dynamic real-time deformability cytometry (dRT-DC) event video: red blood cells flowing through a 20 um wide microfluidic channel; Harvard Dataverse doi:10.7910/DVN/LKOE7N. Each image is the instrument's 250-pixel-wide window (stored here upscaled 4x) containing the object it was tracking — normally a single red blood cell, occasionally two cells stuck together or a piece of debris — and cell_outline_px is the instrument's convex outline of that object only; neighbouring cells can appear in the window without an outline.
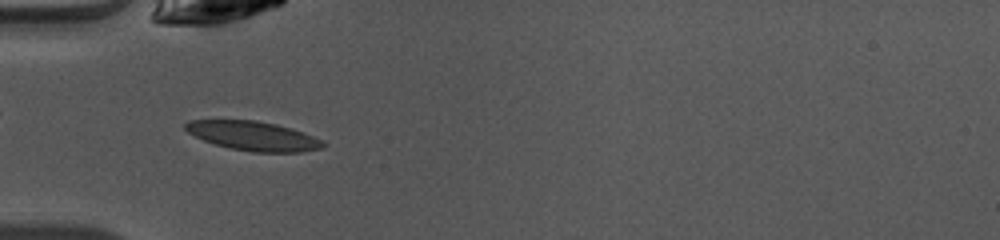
{"species": "common noctule bat (a hibernating species)", "species_latin": "Nyctalus noctula", "temperature_condition": "warm", "stored_images_in_passage": 15, "camera_frame_rate_fps": 3000, "um_per_image_px": 0.085, "animal": {"sex": "female", "body_mass_g": 10.0, "forearm_length_mm": 53.1}, "frame": {"image": 1, "passage_image": 3, "time_ms": 0.667, "image_size_px": [1000, 240], "cell_outline_px": [[328, 144], [320, 148], [300, 152], [252, 152], [232, 148], [216, 144], [204, 140], [188, 132], [184, 128], [184, 124], [188, 120], [256, 120], [276, 124], [292, 128], [304, 132]], "centroid_in_image_um": [21.53, 11.54], "position_along_channel_um": 63.5, "area_um2": 23.29}}
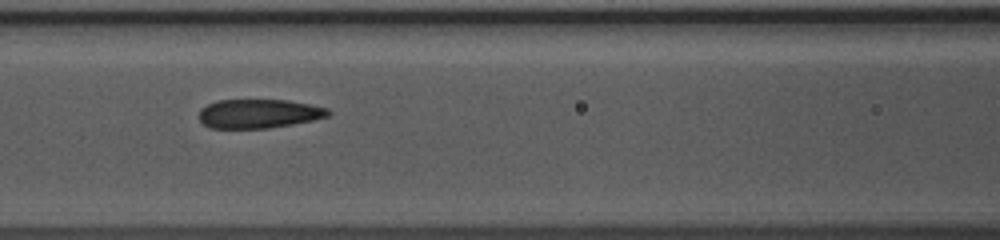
{"frame": {"image": 2, "passage_image": 9, "time_ms": 2.667, "image_size_px": [1000, 240], "cell_outline_px": [[332, 112], [328, 116], [312, 120], [292, 124], [268, 128], [208, 128], [200, 120], [200, 108], [216, 100], [288, 100], [328, 108]], "centroid_in_image_um": [21.99, 9.66], "position_along_channel_um": 144.6, "area_um2": 21.79}}